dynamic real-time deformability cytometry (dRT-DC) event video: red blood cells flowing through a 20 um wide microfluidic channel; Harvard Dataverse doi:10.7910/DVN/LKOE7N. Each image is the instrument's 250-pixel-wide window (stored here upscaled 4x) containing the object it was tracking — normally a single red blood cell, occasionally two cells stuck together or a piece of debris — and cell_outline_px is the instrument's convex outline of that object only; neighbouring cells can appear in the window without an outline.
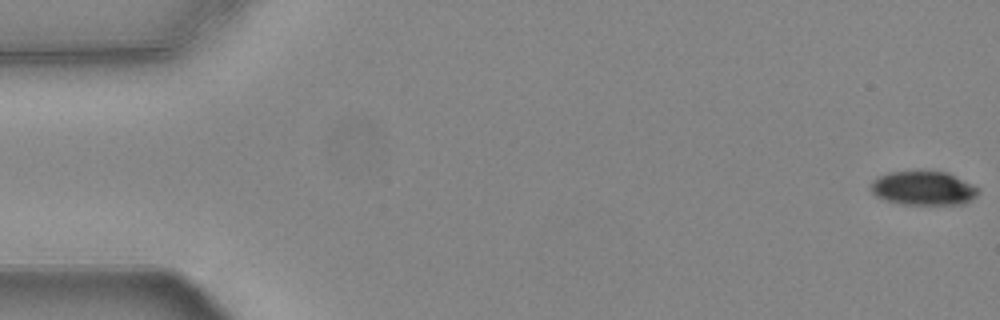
{"species": "common noctule bat (a hibernating species)", "species_latin": "Nyctalus noctula", "temperature_condition": "warm", "stored_images_in_passage": 55, "camera_frame_rate_fps": 3000, "um_per_image_px": 0.085, "animal": {"sex": "female", "body_mass_g": 24.6, "forearm_length_mm": 56.2}, "frame": {"image": 1, "passage_image": 1, "time_ms": 0.0, "image_size_px": [1000, 320], "cell_outline_px": [[980, 188], [976, 196], [964, 204], [900, 204], [884, 200], [876, 196], [868, 188], [872, 180], [888, 172], [948, 172]], "centroid_in_image_um": [78.46, 16.01], "position_along_channel_um": 6.5, "area_um2": 21.27}}
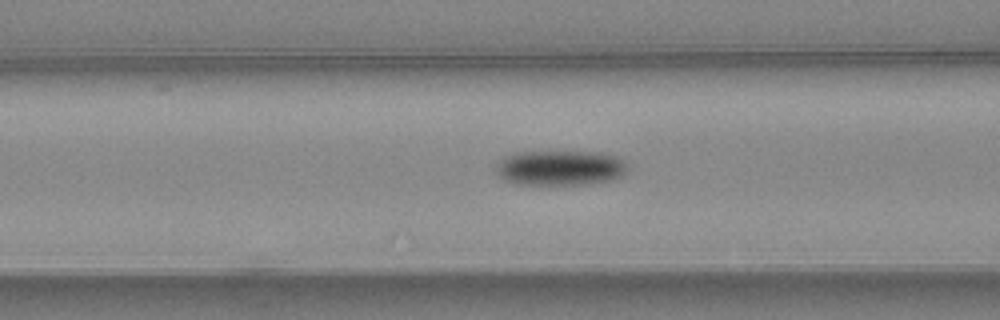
{"frame": {"image": 2, "passage_image": 22, "time_ms": 7.0, "image_size_px": [1000, 320], "cell_outline_px": [[628, 168], [624, 176], [612, 180], [588, 184], [512, 184], [504, 180], [496, 172], [496, 164], [504, 156], [516, 152], [604, 152], [616, 156], [624, 160], [628, 164]], "centroid_in_image_um": [47.65, 14.27], "position_along_channel_um": 119.0, "area_um2": 27.28}}
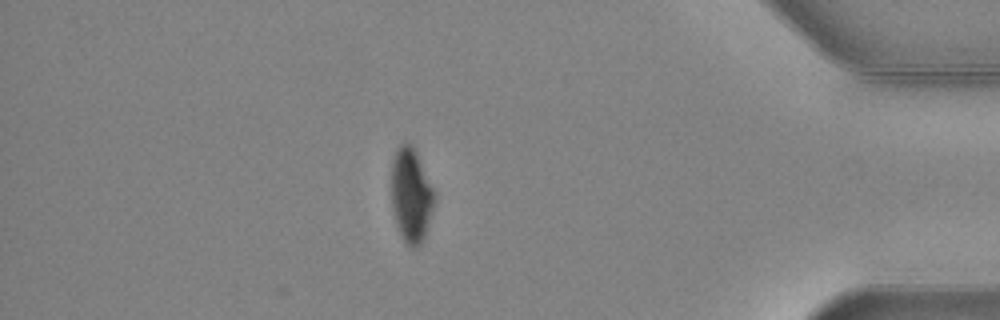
{"frame": {"image": 3, "passage_image": 48, "time_ms": 15.667, "image_size_px": [1000, 320], "cell_outline_px": [[436, 200], [424, 236], [420, 244], [416, 248], [412, 248], [404, 240], [396, 224], [392, 208], [392, 160], [396, 148], [404, 140], [412, 144], [416, 152], [436, 196]], "centroid_in_image_um": [34.94, 16.56], "position_along_channel_um": 400.3, "area_um2": 23.47}, "authors_computed_cell_mechanics": {"area_um2": 25.143, "velocity_mm_per_s": 3.7368, "shape_relaxation_time_tau1_ms": 3.4763, "shape_relaxation_time_tau2_ms": null, "deformation_change_tau1": 0.1279, "deformation_change_tau2": null}}